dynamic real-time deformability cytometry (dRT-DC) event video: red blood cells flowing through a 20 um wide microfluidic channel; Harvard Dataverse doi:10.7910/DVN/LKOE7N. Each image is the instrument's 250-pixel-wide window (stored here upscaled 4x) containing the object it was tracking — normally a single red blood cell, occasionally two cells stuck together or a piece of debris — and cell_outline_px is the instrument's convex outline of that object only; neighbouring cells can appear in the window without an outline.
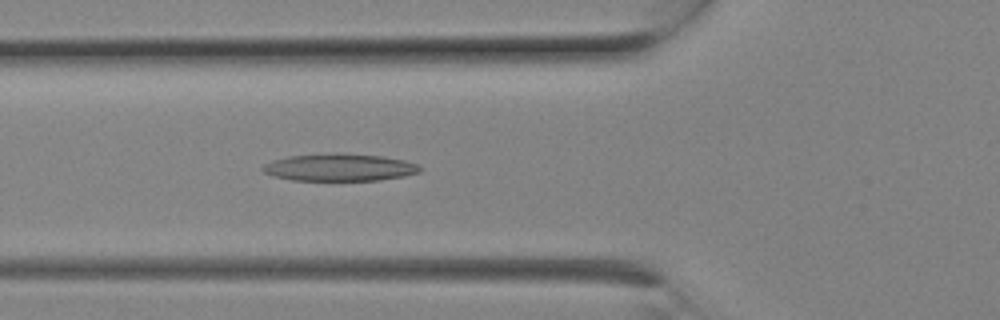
{"species": "Egyptian fruit bat (a non-hibernating species)", "species_latin": "Rousettus aegyptiacus", "temperature_condition": "room temperature", "stored_images_in_passage": 8, "camera_frame_rate_fps": 3000, "um_per_image_px": 0.085, "animal": {"sex": "female"}, "frame": {"image": 1, "passage_image": 8, "time_ms": 2.333, "image_size_px": [1000, 320], "cell_outline_px": [[420, 172], [404, 176], [380, 180], [292, 180], [272, 176], [264, 172], [260, 168], [264, 164], [272, 160], [288, 156], [336, 152], [380, 156], [404, 160], [416, 164], [420, 168]], "centroid_in_image_um": [28.8, 14.22], "position_along_channel_um": 97.0, "area_um2": 25.09}}